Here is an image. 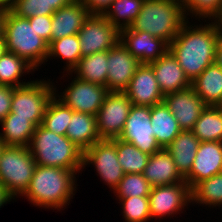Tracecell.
<instances>
[{
  "label": "cell",
  "mask_w": 222,
  "mask_h": 222,
  "mask_svg": "<svg viewBox=\"0 0 222 222\" xmlns=\"http://www.w3.org/2000/svg\"><path fill=\"white\" fill-rule=\"evenodd\" d=\"M190 24L191 22L187 20L182 25L169 44V51L192 82L215 62L220 32L214 21L206 22L204 25Z\"/></svg>",
  "instance_id": "cell-1"
},
{
  "label": "cell",
  "mask_w": 222,
  "mask_h": 222,
  "mask_svg": "<svg viewBox=\"0 0 222 222\" xmlns=\"http://www.w3.org/2000/svg\"><path fill=\"white\" fill-rule=\"evenodd\" d=\"M76 174L65 168L36 165L30 184L22 196L33 206L61 211L76 194Z\"/></svg>",
  "instance_id": "cell-2"
},
{
  "label": "cell",
  "mask_w": 222,
  "mask_h": 222,
  "mask_svg": "<svg viewBox=\"0 0 222 222\" xmlns=\"http://www.w3.org/2000/svg\"><path fill=\"white\" fill-rule=\"evenodd\" d=\"M29 150L37 165L83 171V152L67 137L36 127Z\"/></svg>",
  "instance_id": "cell-3"
},
{
  "label": "cell",
  "mask_w": 222,
  "mask_h": 222,
  "mask_svg": "<svg viewBox=\"0 0 222 222\" xmlns=\"http://www.w3.org/2000/svg\"><path fill=\"white\" fill-rule=\"evenodd\" d=\"M186 21L180 0H144L130 28L170 44Z\"/></svg>",
  "instance_id": "cell-4"
},
{
  "label": "cell",
  "mask_w": 222,
  "mask_h": 222,
  "mask_svg": "<svg viewBox=\"0 0 222 222\" xmlns=\"http://www.w3.org/2000/svg\"><path fill=\"white\" fill-rule=\"evenodd\" d=\"M6 51L25 59L35 69L45 64L48 55V43L31 26L29 18L16 16L6 9L4 23Z\"/></svg>",
  "instance_id": "cell-5"
},
{
  "label": "cell",
  "mask_w": 222,
  "mask_h": 222,
  "mask_svg": "<svg viewBox=\"0 0 222 222\" xmlns=\"http://www.w3.org/2000/svg\"><path fill=\"white\" fill-rule=\"evenodd\" d=\"M36 165L28 147L4 146L0 155V183L13 200L26 192Z\"/></svg>",
  "instance_id": "cell-6"
},
{
  "label": "cell",
  "mask_w": 222,
  "mask_h": 222,
  "mask_svg": "<svg viewBox=\"0 0 222 222\" xmlns=\"http://www.w3.org/2000/svg\"><path fill=\"white\" fill-rule=\"evenodd\" d=\"M54 82L33 80L31 83L15 87L11 103V112L15 117L30 118L39 126L42 123L46 107L55 94Z\"/></svg>",
  "instance_id": "cell-7"
},
{
  "label": "cell",
  "mask_w": 222,
  "mask_h": 222,
  "mask_svg": "<svg viewBox=\"0 0 222 222\" xmlns=\"http://www.w3.org/2000/svg\"><path fill=\"white\" fill-rule=\"evenodd\" d=\"M90 164L97 170L96 175L114 191L125 175L118 162L116 138L102 139L87 149L83 153V169Z\"/></svg>",
  "instance_id": "cell-8"
},
{
  "label": "cell",
  "mask_w": 222,
  "mask_h": 222,
  "mask_svg": "<svg viewBox=\"0 0 222 222\" xmlns=\"http://www.w3.org/2000/svg\"><path fill=\"white\" fill-rule=\"evenodd\" d=\"M71 78V83L58 94L55 86V96L73 111L88 113L96 116L102 106L106 95L109 93L107 87L96 83ZM57 90V91H56Z\"/></svg>",
  "instance_id": "cell-9"
},
{
  "label": "cell",
  "mask_w": 222,
  "mask_h": 222,
  "mask_svg": "<svg viewBox=\"0 0 222 222\" xmlns=\"http://www.w3.org/2000/svg\"><path fill=\"white\" fill-rule=\"evenodd\" d=\"M78 38L83 57L110 50L120 41V31L104 15L90 14Z\"/></svg>",
  "instance_id": "cell-10"
},
{
  "label": "cell",
  "mask_w": 222,
  "mask_h": 222,
  "mask_svg": "<svg viewBox=\"0 0 222 222\" xmlns=\"http://www.w3.org/2000/svg\"><path fill=\"white\" fill-rule=\"evenodd\" d=\"M148 197L150 216L152 220L160 218L159 221L183 213L184 207L192 202L191 189L186 181L152 187Z\"/></svg>",
  "instance_id": "cell-11"
},
{
  "label": "cell",
  "mask_w": 222,
  "mask_h": 222,
  "mask_svg": "<svg viewBox=\"0 0 222 222\" xmlns=\"http://www.w3.org/2000/svg\"><path fill=\"white\" fill-rule=\"evenodd\" d=\"M132 102L125 92H109L97 115V130L101 139L119 138L129 115Z\"/></svg>",
  "instance_id": "cell-12"
},
{
  "label": "cell",
  "mask_w": 222,
  "mask_h": 222,
  "mask_svg": "<svg viewBox=\"0 0 222 222\" xmlns=\"http://www.w3.org/2000/svg\"><path fill=\"white\" fill-rule=\"evenodd\" d=\"M119 138L149 155L162 149L154 137L149 106H131Z\"/></svg>",
  "instance_id": "cell-13"
},
{
  "label": "cell",
  "mask_w": 222,
  "mask_h": 222,
  "mask_svg": "<svg viewBox=\"0 0 222 222\" xmlns=\"http://www.w3.org/2000/svg\"><path fill=\"white\" fill-rule=\"evenodd\" d=\"M107 64L106 87L109 92H124L140 65L120 41L108 50Z\"/></svg>",
  "instance_id": "cell-14"
},
{
  "label": "cell",
  "mask_w": 222,
  "mask_h": 222,
  "mask_svg": "<svg viewBox=\"0 0 222 222\" xmlns=\"http://www.w3.org/2000/svg\"><path fill=\"white\" fill-rule=\"evenodd\" d=\"M163 102L178 121L181 130L192 131L206 104L190 87L188 89L166 94Z\"/></svg>",
  "instance_id": "cell-15"
},
{
  "label": "cell",
  "mask_w": 222,
  "mask_h": 222,
  "mask_svg": "<svg viewBox=\"0 0 222 222\" xmlns=\"http://www.w3.org/2000/svg\"><path fill=\"white\" fill-rule=\"evenodd\" d=\"M120 42L140 64H150L169 50V44L163 39L130 27L120 30Z\"/></svg>",
  "instance_id": "cell-16"
},
{
  "label": "cell",
  "mask_w": 222,
  "mask_h": 222,
  "mask_svg": "<svg viewBox=\"0 0 222 222\" xmlns=\"http://www.w3.org/2000/svg\"><path fill=\"white\" fill-rule=\"evenodd\" d=\"M124 92L132 105L136 106L152 107L162 103L164 99L150 64H140L137 67L128 88Z\"/></svg>",
  "instance_id": "cell-17"
},
{
  "label": "cell",
  "mask_w": 222,
  "mask_h": 222,
  "mask_svg": "<svg viewBox=\"0 0 222 222\" xmlns=\"http://www.w3.org/2000/svg\"><path fill=\"white\" fill-rule=\"evenodd\" d=\"M222 172V142H200L190 173L184 178L192 190L199 182Z\"/></svg>",
  "instance_id": "cell-18"
},
{
  "label": "cell",
  "mask_w": 222,
  "mask_h": 222,
  "mask_svg": "<svg viewBox=\"0 0 222 222\" xmlns=\"http://www.w3.org/2000/svg\"><path fill=\"white\" fill-rule=\"evenodd\" d=\"M150 65L164 96L192 87V82L169 50Z\"/></svg>",
  "instance_id": "cell-19"
},
{
  "label": "cell",
  "mask_w": 222,
  "mask_h": 222,
  "mask_svg": "<svg viewBox=\"0 0 222 222\" xmlns=\"http://www.w3.org/2000/svg\"><path fill=\"white\" fill-rule=\"evenodd\" d=\"M89 16L87 7L79 0L61 7L52 14L51 40L78 34Z\"/></svg>",
  "instance_id": "cell-20"
},
{
  "label": "cell",
  "mask_w": 222,
  "mask_h": 222,
  "mask_svg": "<svg viewBox=\"0 0 222 222\" xmlns=\"http://www.w3.org/2000/svg\"><path fill=\"white\" fill-rule=\"evenodd\" d=\"M143 175L152 187L171 185L185 181L177 171L172 156L165 148L150 155Z\"/></svg>",
  "instance_id": "cell-21"
},
{
  "label": "cell",
  "mask_w": 222,
  "mask_h": 222,
  "mask_svg": "<svg viewBox=\"0 0 222 222\" xmlns=\"http://www.w3.org/2000/svg\"><path fill=\"white\" fill-rule=\"evenodd\" d=\"M200 142L193 131L182 130L165 148L183 178L190 173Z\"/></svg>",
  "instance_id": "cell-22"
},
{
  "label": "cell",
  "mask_w": 222,
  "mask_h": 222,
  "mask_svg": "<svg viewBox=\"0 0 222 222\" xmlns=\"http://www.w3.org/2000/svg\"><path fill=\"white\" fill-rule=\"evenodd\" d=\"M66 136L84 153L94 143L102 140L97 130L96 116L72 110Z\"/></svg>",
  "instance_id": "cell-23"
},
{
  "label": "cell",
  "mask_w": 222,
  "mask_h": 222,
  "mask_svg": "<svg viewBox=\"0 0 222 222\" xmlns=\"http://www.w3.org/2000/svg\"><path fill=\"white\" fill-rule=\"evenodd\" d=\"M192 88L207 106L222 107V68L212 63L192 81Z\"/></svg>",
  "instance_id": "cell-24"
},
{
  "label": "cell",
  "mask_w": 222,
  "mask_h": 222,
  "mask_svg": "<svg viewBox=\"0 0 222 222\" xmlns=\"http://www.w3.org/2000/svg\"><path fill=\"white\" fill-rule=\"evenodd\" d=\"M150 120L154 137L161 148H166L182 131L164 102L150 107Z\"/></svg>",
  "instance_id": "cell-25"
},
{
  "label": "cell",
  "mask_w": 222,
  "mask_h": 222,
  "mask_svg": "<svg viewBox=\"0 0 222 222\" xmlns=\"http://www.w3.org/2000/svg\"><path fill=\"white\" fill-rule=\"evenodd\" d=\"M0 140L6 146L29 147L36 125L30 118L15 117V113H9L0 121Z\"/></svg>",
  "instance_id": "cell-26"
},
{
  "label": "cell",
  "mask_w": 222,
  "mask_h": 222,
  "mask_svg": "<svg viewBox=\"0 0 222 222\" xmlns=\"http://www.w3.org/2000/svg\"><path fill=\"white\" fill-rule=\"evenodd\" d=\"M107 61L108 51L83 56L72 71L67 72V74L72 76L74 73L76 75L75 77L82 81L96 83L106 87Z\"/></svg>",
  "instance_id": "cell-27"
},
{
  "label": "cell",
  "mask_w": 222,
  "mask_h": 222,
  "mask_svg": "<svg viewBox=\"0 0 222 222\" xmlns=\"http://www.w3.org/2000/svg\"><path fill=\"white\" fill-rule=\"evenodd\" d=\"M35 68L15 53L5 51L0 57V85L20 87L32 82L22 79L25 74L32 73ZM22 79V82L21 80Z\"/></svg>",
  "instance_id": "cell-28"
},
{
  "label": "cell",
  "mask_w": 222,
  "mask_h": 222,
  "mask_svg": "<svg viewBox=\"0 0 222 222\" xmlns=\"http://www.w3.org/2000/svg\"><path fill=\"white\" fill-rule=\"evenodd\" d=\"M192 131L201 142H222V107L206 106Z\"/></svg>",
  "instance_id": "cell-29"
},
{
  "label": "cell",
  "mask_w": 222,
  "mask_h": 222,
  "mask_svg": "<svg viewBox=\"0 0 222 222\" xmlns=\"http://www.w3.org/2000/svg\"><path fill=\"white\" fill-rule=\"evenodd\" d=\"M52 57L64 59L66 67H64L63 73L71 72L82 58L78 34L62 37L58 40H51L48 44L46 62L48 61L47 59L53 60Z\"/></svg>",
  "instance_id": "cell-30"
},
{
  "label": "cell",
  "mask_w": 222,
  "mask_h": 222,
  "mask_svg": "<svg viewBox=\"0 0 222 222\" xmlns=\"http://www.w3.org/2000/svg\"><path fill=\"white\" fill-rule=\"evenodd\" d=\"M144 0H114L103 14L119 31L132 25Z\"/></svg>",
  "instance_id": "cell-31"
},
{
  "label": "cell",
  "mask_w": 222,
  "mask_h": 222,
  "mask_svg": "<svg viewBox=\"0 0 222 222\" xmlns=\"http://www.w3.org/2000/svg\"><path fill=\"white\" fill-rule=\"evenodd\" d=\"M71 118L72 109L60 101L54 94L46 107L41 125L57 135L66 136Z\"/></svg>",
  "instance_id": "cell-32"
},
{
  "label": "cell",
  "mask_w": 222,
  "mask_h": 222,
  "mask_svg": "<svg viewBox=\"0 0 222 222\" xmlns=\"http://www.w3.org/2000/svg\"><path fill=\"white\" fill-rule=\"evenodd\" d=\"M116 149L118 162L122 166L125 174H143L147 166L150 155L142 152L130 142L116 138Z\"/></svg>",
  "instance_id": "cell-33"
},
{
  "label": "cell",
  "mask_w": 222,
  "mask_h": 222,
  "mask_svg": "<svg viewBox=\"0 0 222 222\" xmlns=\"http://www.w3.org/2000/svg\"><path fill=\"white\" fill-rule=\"evenodd\" d=\"M192 204L222 207V172L199 182L192 190Z\"/></svg>",
  "instance_id": "cell-34"
},
{
  "label": "cell",
  "mask_w": 222,
  "mask_h": 222,
  "mask_svg": "<svg viewBox=\"0 0 222 222\" xmlns=\"http://www.w3.org/2000/svg\"><path fill=\"white\" fill-rule=\"evenodd\" d=\"M183 6V11L186 17V20L190 17L195 16L196 20L203 21L206 18L209 20L206 21H214L222 11V0H180Z\"/></svg>",
  "instance_id": "cell-35"
},
{
  "label": "cell",
  "mask_w": 222,
  "mask_h": 222,
  "mask_svg": "<svg viewBox=\"0 0 222 222\" xmlns=\"http://www.w3.org/2000/svg\"><path fill=\"white\" fill-rule=\"evenodd\" d=\"M152 186L143 174L128 173L123 176L113 193L117 198L149 196Z\"/></svg>",
  "instance_id": "cell-36"
},
{
  "label": "cell",
  "mask_w": 222,
  "mask_h": 222,
  "mask_svg": "<svg viewBox=\"0 0 222 222\" xmlns=\"http://www.w3.org/2000/svg\"><path fill=\"white\" fill-rule=\"evenodd\" d=\"M118 199L122 205V216L125 222H148L151 220L148 196Z\"/></svg>",
  "instance_id": "cell-37"
},
{
  "label": "cell",
  "mask_w": 222,
  "mask_h": 222,
  "mask_svg": "<svg viewBox=\"0 0 222 222\" xmlns=\"http://www.w3.org/2000/svg\"><path fill=\"white\" fill-rule=\"evenodd\" d=\"M9 9L16 16L24 18L52 15L54 13L53 11H45L43 0H12Z\"/></svg>",
  "instance_id": "cell-38"
},
{
  "label": "cell",
  "mask_w": 222,
  "mask_h": 222,
  "mask_svg": "<svg viewBox=\"0 0 222 222\" xmlns=\"http://www.w3.org/2000/svg\"><path fill=\"white\" fill-rule=\"evenodd\" d=\"M29 21L37 34L49 44L51 41L52 15L30 17Z\"/></svg>",
  "instance_id": "cell-39"
},
{
  "label": "cell",
  "mask_w": 222,
  "mask_h": 222,
  "mask_svg": "<svg viewBox=\"0 0 222 222\" xmlns=\"http://www.w3.org/2000/svg\"><path fill=\"white\" fill-rule=\"evenodd\" d=\"M15 87L0 85V121L11 112V103Z\"/></svg>",
  "instance_id": "cell-40"
},
{
  "label": "cell",
  "mask_w": 222,
  "mask_h": 222,
  "mask_svg": "<svg viewBox=\"0 0 222 222\" xmlns=\"http://www.w3.org/2000/svg\"><path fill=\"white\" fill-rule=\"evenodd\" d=\"M83 3L90 14L103 15L114 0H79Z\"/></svg>",
  "instance_id": "cell-41"
},
{
  "label": "cell",
  "mask_w": 222,
  "mask_h": 222,
  "mask_svg": "<svg viewBox=\"0 0 222 222\" xmlns=\"http://www.w3.org/2000/svg\"><path fill=\"white\" fill-rule=\"evenodd\" d=\"M45 2V11L56 12L61 7L70 4L73 0H43Z\"/></svg>",
  "instance_id": "cell-42"
},
{
  "label": "cell",
  "mask_w": 222,
  "mask_h": 222,
  "mask_svg": "<svg viewBox=\"0 0 222 222\" xmlns=\"http://www.w3.org/2000/svg\"><path fill=\"white\" fill-rule=\"evenodd\" d=\"M215 63L222 68V35H220L217 44Z\"/></svg>",
  "instance_id": "cell-43"
},
{
  "label": "cell",
  "mask_w": 222,
  "mask_h": 222,
  "mask_svg": "<svg viewBox=\"0 0 222 222\" xmlns=\"http://www.w3.org/2000/svg\"><path fill=\"white\" fill-rule=\"evenodd\" d=\"M12 200L13 199L7 194L5 188L0 183V208Z\"/></svg>",
  "instance_id": "cell-44"
},
{
  "label": "cell",
  "mask_w": 222,
  "mask_h": 222,
  "mask_svg": "<svg viewBox=\"0 0 222 222\" xmlns=\"http://www.w3.org/2000/svg\"><path fill=\"white\" fill-rule=\"evenodd\" d=\"M6 9L0 7V39L4 38V23H5V17H6Z\"/></svg>",
  "instance_id": "cell-45"
},
{
  "label": "cell",
  "mask_w": 222,
  "mask_h": 222,
  "mask_svg": "<svg viewBox=\"0 0 222 222\" xmlns=\"http://www.w3.org/2000/svg\"><path fill=\"white\" fill-rule=\"evenodd\" d=\"M214 22L218 27L220 35H222V11L220 12L219 16L214 20Z\"/></svg>",
  "instance_id": "cell-46"
},
{
  "label": "cell",
  "mask_w": 222,
  "mask_h": 222,
  "mask_svg": "<svg viewBox=\"0 0 222 222\" xmlns=\"http://www.w3.org/2000/svg\"><path fill=\"white\" fill-rule=\"evenodd\" d=\"M5 51H6L5 39L1 38L0 39V57L4 54Z\"/></svg>",
  "instance_id": "cell-47"
},
{
  "label": "cell",
  "mask_w": 222,
  "mask_h": 222,
  "mask_svg": "<svg viewBox=\"0 0 222 222\" xmlns=\"http://www.w3.org/2000/svg\"><path fill=\"white\" fill-rule=\"evenodd\" d=\"M11 1L12 0H0V7L9 8Z\"/></svg>",
  "instance_id": "cell-48"
},
{
  "label": "cell",
  "mask_w": 222,
  "mask_h": 222,
  "mask_svg": "<svg viewBox=\"0 0 222 222\" xmlns=\"http://www.w3.org/2000/svg\"><path fill=\"white\" fill-rule=\"evenodd\" d=\"M5 144L0 140V155H1V152L4 148Z\"/></svg>",
  "instance_id": "cell-49"
}]
</instances>
